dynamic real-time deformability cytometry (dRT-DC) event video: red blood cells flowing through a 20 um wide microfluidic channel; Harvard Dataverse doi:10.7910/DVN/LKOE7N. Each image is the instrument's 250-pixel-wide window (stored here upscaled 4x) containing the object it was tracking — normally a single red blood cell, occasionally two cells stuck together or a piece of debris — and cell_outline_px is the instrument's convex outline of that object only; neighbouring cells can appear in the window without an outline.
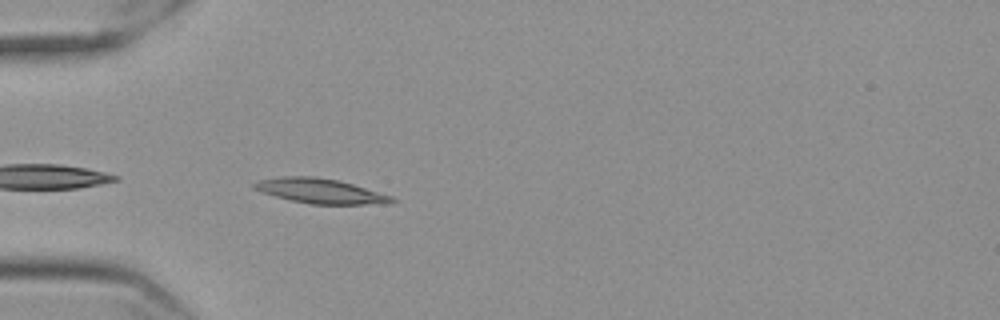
{"species": "Egyptian fruit bat (a non-hibernating species)", "species_latin": "Rousettus aegyptiacus", "temperature_condition": "cold", "stored_images_in_passage": 29, "camera_frame_rate_fps": 3000, "um_per_image_px": 0.085, "frame": {"image": 1, "passage_image": 2, "time_ms": 0.333, "image_size_px": [1000, 320], "cell_outline_px": [[396, 200], [392, 204], [308, 204], [260, 192], [252, 188], [252, 184], [260, 180], [280, 176], [312, 176], [336, 180], [352, 184], [392, 196]], "centroid_in_image_um": [27.22, 16.24], "position_along_channel_um": 57.8, "area_um2": 19.83}}
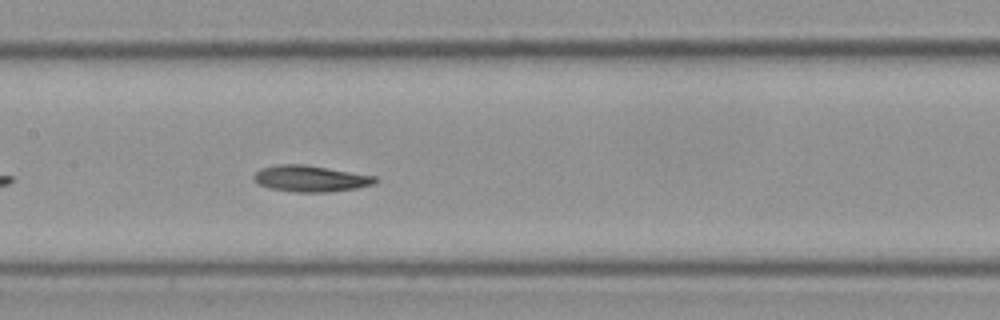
{"frame": {"image": 2, "passage_image": 13, "time_ms": 4.0, "image_size_px": [1000, 320], "cell_outline_px": [[380, 180], [376, 184], [356, 188], [328, 192], [296, 192], [268, 188], [256, 184], [252, 176], [260, 168], [276, 164], [304, 164], [376, 176]], "centroid_in_image_um": [26.38, 15.18], "position_along_channel_um": 181.0, "area_um2": 18.84}}
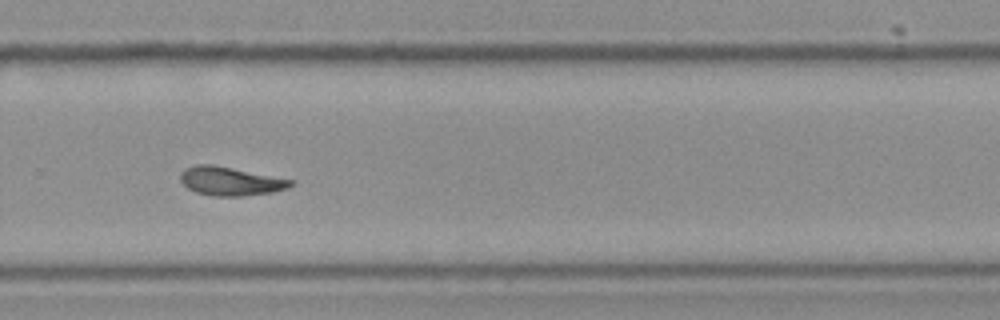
{"frame": {"image": 3, "passage_image": 24, "time_ms": 7.667, "image_size_px": [1000, 320], "cell_outline_px": [[296, 184], [288, 188], [272, 192], [244, 196], [212, 196], [196, 192], [188, 188], [180, 180], [180, 172], [184, 168], [196, 164], [212, 164], [292, 180]], "centroid_in_image_um": [19.56, 15.4], "position_along_channel_um": 310.2, "area_um2": 18.38}, "authors_computed_cell_mechanics": {"area_um2": 18.207, "velocity_mm_per_s": 3.5345, "shape_relaxation_time_tau1_ms": 10.7206, "shape_relaxation_time_tau2_ms": null, "deformation_change_tau1": 0.2395, "deformation_change_tau2": null}}